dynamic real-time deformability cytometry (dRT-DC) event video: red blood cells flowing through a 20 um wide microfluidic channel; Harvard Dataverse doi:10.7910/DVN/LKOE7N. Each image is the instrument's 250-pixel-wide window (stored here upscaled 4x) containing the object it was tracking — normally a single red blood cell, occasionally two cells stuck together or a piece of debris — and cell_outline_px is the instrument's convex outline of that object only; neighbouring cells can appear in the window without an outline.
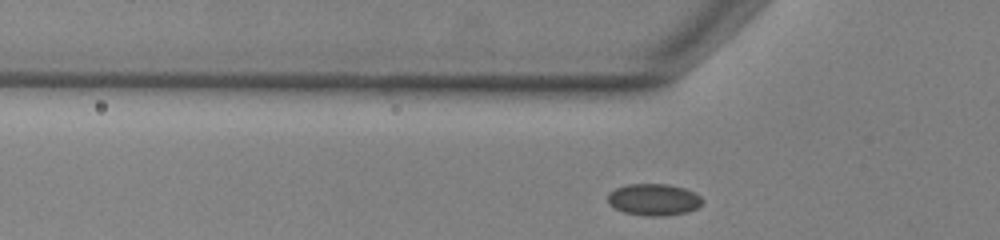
{"species": "common noctule bat (a hibernating species)", "species_latin": "Nyctalus noctula", "temperature_condition": "warm", "stored_images_in_passage": 40, "camera_frame_rate_fps": 3000, "um_per_image_px": 0.085, "animal": {"sex": "male", "body_mass_g": 13.0, "forearm_length_mm": 53.1}, "frame": {"image": 1, "passage_image": 5, "time_ms": 1.333, "image_size_px": [1000, 240], "cell_outline_px": [[704, 200], [696, 208], [688, 212], [664, 216], [648, 216], [624, 212], [608, 204], [608, 192], [616, 188], [628, 184], [668, 184], [684, 188], [700, 196]], "centroid_in_image_um": [55.56, 16.96], "position_along_channel_um": 70.2, "area_um2": 17.46}}
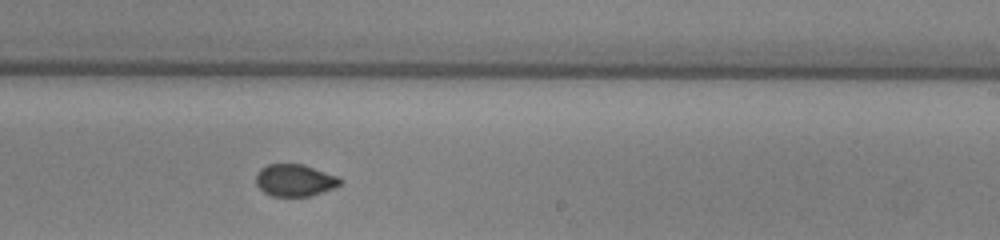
{"frame": {"image": 2, "passage_image": 20, "time_ms": 6.333, "image_size_px": [1000, 240], "cell_outline_px": [[344, 180], [340, 184], [332, 188], [308, 196], [272, 196], [264, 192], [256, 184], [256, 176], [260, 168], [268, 164], [304, 164], [336, 176]], "centroid_in_image_um": [25.03, 15.31], "position_along_channel_um": 264.0, "area_um2": 15.55}}
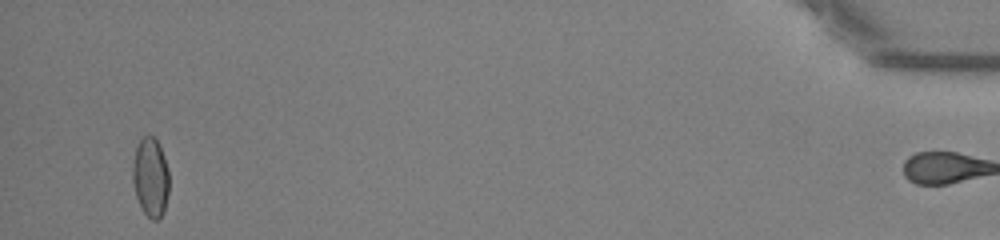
{"frame": {"image": 3, "passage_image": 39, "time_ms": 12.667, "image_size_px": [1000, 240], "cell_outline_px": [[168, 192], [164, 212], [160, 220], [152, 220], [140, 208], [136, 196], [132, 180], [132, 164], [136, 144], [144, 136], [152, 136], [160, 144], [168, 168]], "centroid_in_image_um": [12.78, 15.07], "position_along_channel_um": 422.4, "area_um2": 17.11}, "authors_computed_cell_mechanics": {"area_um2": 16.6464, "velocity_mm_per_s": 3.872, "shape_relaxation_time_tau1_ms": 8.043, "shape_relaxation_time_tau2_ms": 1.0826, "deformation_change_tau1": 0.1248, "deformation_change_tau2": 0.0557}}